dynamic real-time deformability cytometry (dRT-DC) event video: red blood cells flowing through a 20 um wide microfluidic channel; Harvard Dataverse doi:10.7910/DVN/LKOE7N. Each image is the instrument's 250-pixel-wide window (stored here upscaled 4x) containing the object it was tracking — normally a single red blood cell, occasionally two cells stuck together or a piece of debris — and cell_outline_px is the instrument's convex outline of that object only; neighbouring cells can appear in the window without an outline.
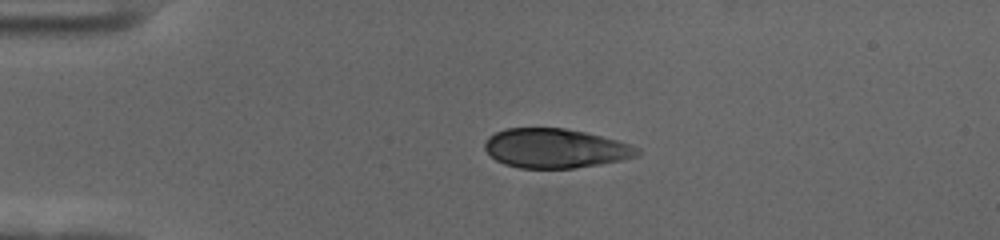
{"species": "human", "species_latin": "Homo sapiens", "temperature_condition": "cold", "stored_images_in_passage": 45, "camera_frame_rate_fps": 3000, "um_per_image_px": 0.085, "donor": {"sex": "female"}, "frame": {"image": 1, "passage_image": 1, "time_ms": 0.0, "image_size_px": [1000, 240], "cell_outline_px": [[640, 152], [636, 156], [620, 160], [600, 164], [576, 168], [520, 168], [504, 164], [496, 160], [484, 148], [484, 144], [488, 136], [496, 132], [508, 128], [564, 128], [584, 132], [616, 140], [640, 148]], "centroid_in_image_um": [47.18, 12.61], "position_along_channel_um": 37.8, "area_um2": 34.74}}
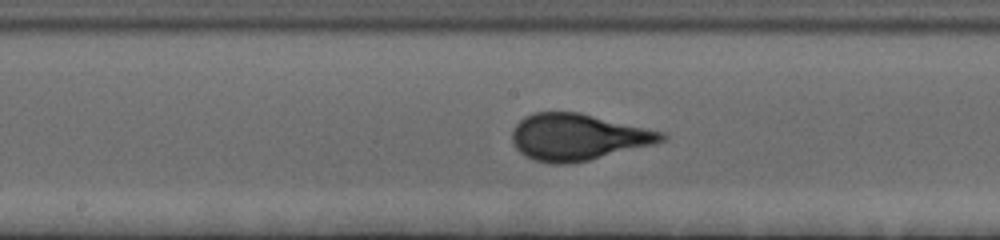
{"frame": {"image": 2, "passage_image": 18, "time_ms": 5.667, "image_size_px": [1000, 240], "cell_outline_px": [[668, 136], [664, 140], [652, 144], [588, 160], [568, 164], [552, 164], [532, 160], [524, 156], [516, 148], [512, 140], [512, 132], [516, 124], [524, 116], [532, 112], [580, 112], [664, 132]], "centroid_in_image_um": [49.07, 11.64], "position_along_channel_um": 199.1, "area_um2": 40.46}}
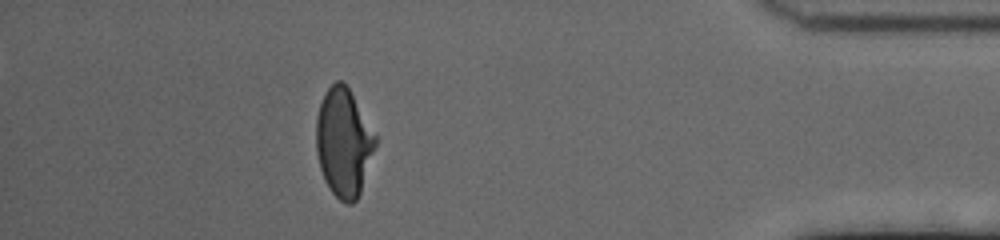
{"frame": {"image": 3, "passage_image": 39, "time_ms": 12.667, "image_size_px": [1000, 240], "cell_outline_px": [[376, 144], [360, 192], [356, 200], [352, 204], [348, 204], [340, 200], [332, 192], [324, 180], [320, 168], [316, 152], [316, 116], [324, 92], [336, 80], [340, 80], [348, 88], [376, 136]], "centroid_in_image_um": [29.18, 12.12], "position_along_channel_um": 406.0, "area_um2": 36.93}, "authors_computed_cell_mechanics": {"area_um2": 38.8994, "velocity_mm_per_s": 3.5508, "shape_relaxation_time_tau1_ms": 5.1796, "shape_relaxation_time_tau2_ms": null, "deformation_change_tau1": 0.1896, "deformation_change_tau2": null}}